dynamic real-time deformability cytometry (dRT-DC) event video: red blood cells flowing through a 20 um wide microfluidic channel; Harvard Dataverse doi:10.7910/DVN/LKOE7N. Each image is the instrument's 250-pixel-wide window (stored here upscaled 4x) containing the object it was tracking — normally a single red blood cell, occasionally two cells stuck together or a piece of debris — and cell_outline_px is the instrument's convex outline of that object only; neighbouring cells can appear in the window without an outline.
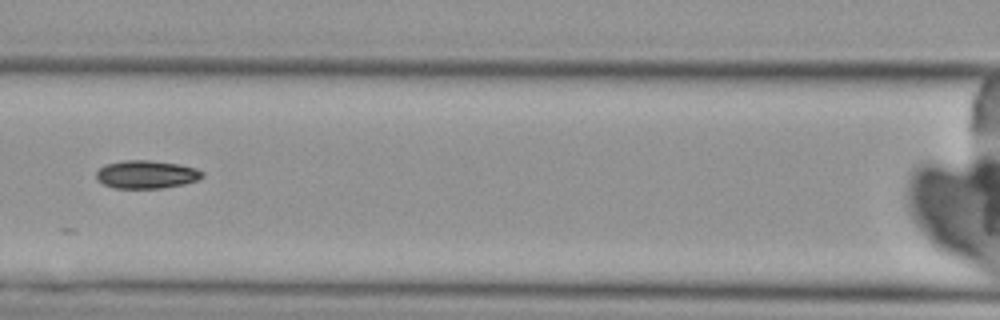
{"species": "Egyptian fruit bat (a non-hibernating species)", "species_latin": "Rousettus aegyptiacus", "temperature_condition": "cold", "stored_images_in_passage": 8, "camera_frame_rate_fps": 3000, "um_per_image_px": 0.085, "animal": {"sex": "female"}, "frame": {"image": 1, "passage_image": 6, "time_ms": 7.667, "image_size_px": [1000, 320], "cell_outline_px": [[204, 176], [196, 180], [184, 184], [160, 188], [116, 188], [104, 184], [96, 180], [96, 172], [104, 164], [124, 160], [148, 160], [180, 164], [196, 168], [204, 172]], "centroid_in_image_um": [12.43, 14.82], "position_along_channel_um": 154.2, "area_um2": 17.4}}
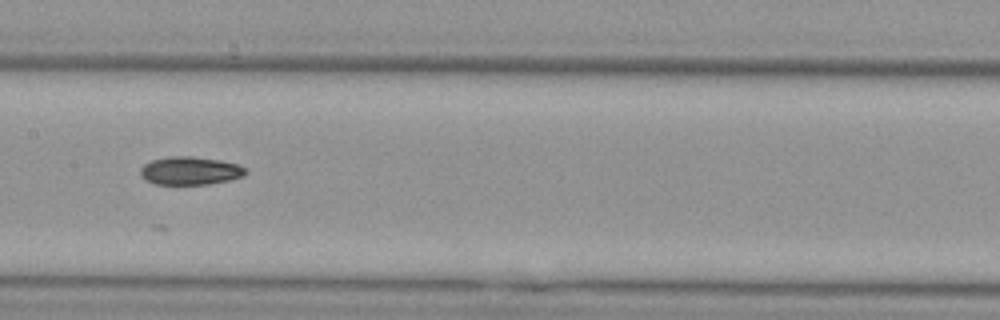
{"frame": {"image": 2, "passage_image": 7, "time_ms": 8.667, "image_size_px": [1000, 320], "cell_outline_px": [[248, 172], [244, 176], [228, 180], [208, 184], [156, 184], [144, 180], [140, 176], [140, 168], [144, 164], [152, 160], [172, 156], [192, 156], [220, 160], [236, 164], [248, 168]], "centroid_in_image_um": [16.16, 14.51], "position_along_channel_um": 191.2, "area_um2": 17.34}}
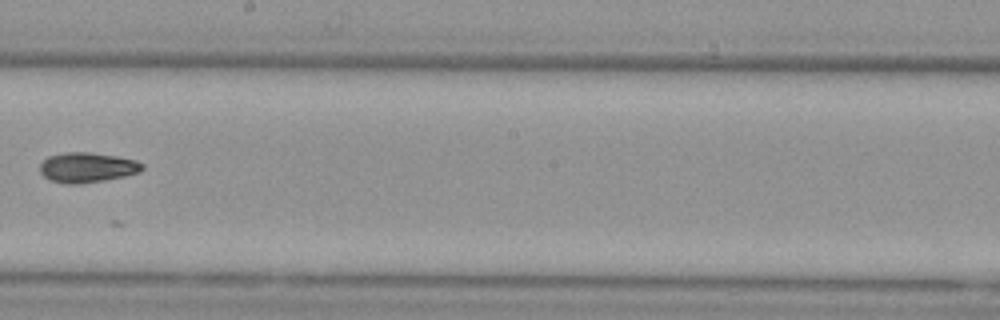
{"frame": {"image": 3, "passage_image": 8, "time_ms": 10.0, "image_size_px": [1000, 320], "cell_outline_px": [[144, 168], [140, 172], [124, 176], [104, 180], [80, 184], [68, 184], [48, 180], [40, 172], [40, 164], [48, 156], [64, 152], [88, 152], [116, 156], [136, 160], [144, 164]], "centroid_in_image_um": [7.4, 14.23], "position_along_channel_um": 240.8, "area_um2": 17.98}}